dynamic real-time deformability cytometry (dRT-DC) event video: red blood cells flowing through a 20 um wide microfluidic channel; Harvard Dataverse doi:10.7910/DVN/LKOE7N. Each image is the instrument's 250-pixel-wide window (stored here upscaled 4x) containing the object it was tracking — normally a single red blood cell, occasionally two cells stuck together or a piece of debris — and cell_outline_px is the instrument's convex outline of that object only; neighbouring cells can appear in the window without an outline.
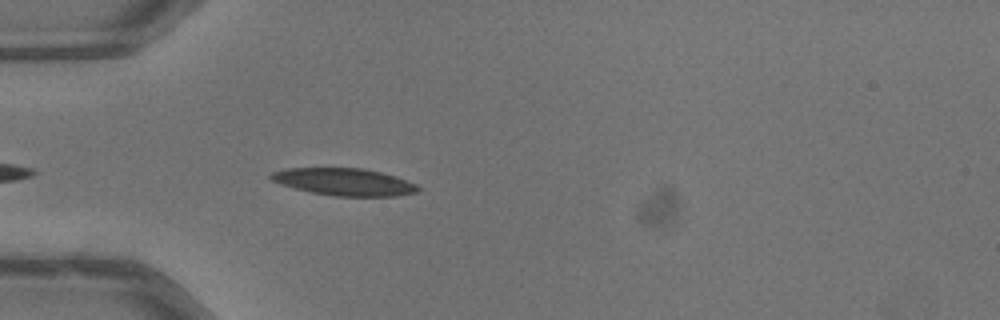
{"species": "common noctule bat (a hibernating species)", "species_latin": "Nyctalus noctula", "temperature_condition": "warm", "stored_images_in_passage": 17, "camera_frame_rate_fps": 3000, "um_per_image_px": 0.085, "animal": {"sex": "male", "body_mass_g": 13.3}, "frame": {"image": 1, "passage_image": 3, "time_ms": 0.667, "image_size_px": [1000, 320], "cell_outline_px": [[420, 188], [416, 192], [396, 196], [336, 196], [312, 192], [280, 184], [272, 180], [268, 176], [272, 172], [288, 168], [364, 168], [396, 176], [416, 184]], "centroid_in_image_um": [29.26, 15.45], "position_along_channel_um": 55.7, "area_um2": 23.18}}
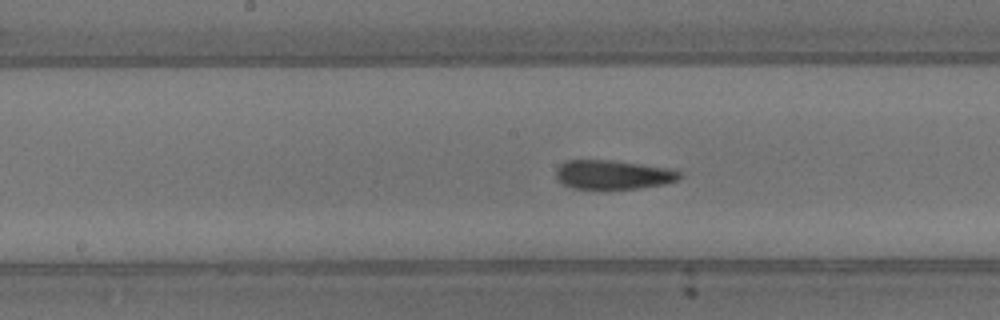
{"frame": {"image": 2, "passage_image": 11, "time_ms": 3.333, "image_size_px": [1000, 320], "cell_outline_px": [[680, 176], [676, 180], [664, 184], [636, 188], [576, 188], [564, 184], [556, 176], [556, 168], [560, 164], [568, 160], [612, 160], [672, 168], [680, 172]], "centroid_in_image_um": [52.12, 14.82], "position_along_channel_um": 196.1, "area_um2": 20.63}}
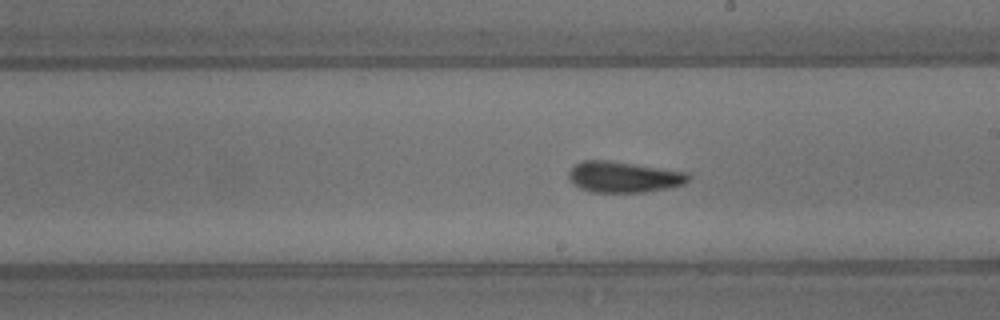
{"frame": {"image": 3, "passage_image": 14, "time_ms": 4.333, "image_size_px": [1000, 320], "cell_outline_px": [[692, 176], [684, 184], [672, 188], [644, 192], [592, 192], [580, 188], [568, 176], [568, 172], [576, 164], [584, 160], [608, 160], [688, 172]], "centroid_in_image_um": [53.07, 15.04], "position_along_channel_um": 235.9, "area_um2": 21.56}}